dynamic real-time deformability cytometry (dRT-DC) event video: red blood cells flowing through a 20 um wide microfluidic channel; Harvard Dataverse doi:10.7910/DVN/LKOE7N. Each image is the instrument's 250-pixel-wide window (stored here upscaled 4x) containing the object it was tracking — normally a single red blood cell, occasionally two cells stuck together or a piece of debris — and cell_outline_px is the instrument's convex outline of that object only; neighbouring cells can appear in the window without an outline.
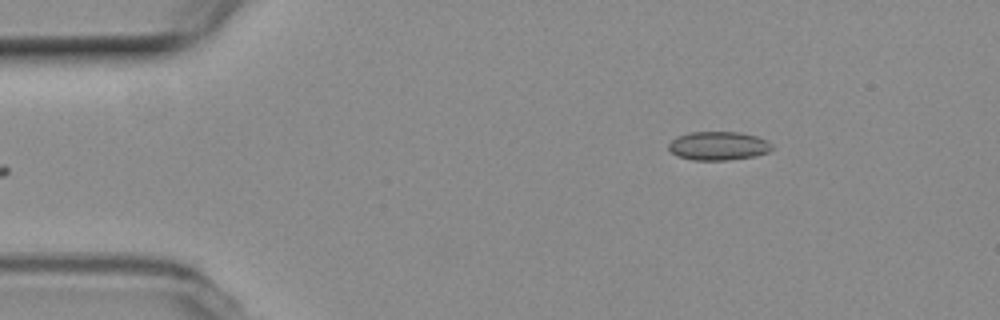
{"species": "common noctule bat (a hibernating species)", "species_latin": "Nyctalus noctula", "temperature_condition": "room temperature", "stored_images_in_passage": 47, "camera_frame_rate_fps": 3000, "um_per_image_px": 0.085, "animal": {"sex": "female", "body_mass_g": 19.3, "forearm_length_mm": 54.1}, "frame": {"image": 1, "passage_image": 1, "time_ms": 0.0, "image_size_px": [1000, 320], "cell_outline_px": [[772, 148], [768, 152], [756, 156], [728, 160], [692, 160], [676, 156], [668, 148], [668, 144], [676, 136], [688, 132], [740, 132], [756, 136], [768, 140], [772, 144]], "centroid_in_image_um": [61.05, 12.4], "position_along_channel_um": 23.9, "area_um2": 17.46}}
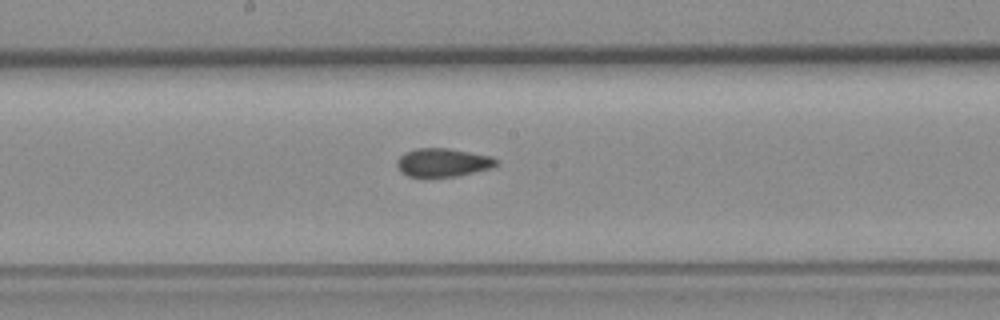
{"frame": {"image": 2, "passage_image": 21, "time_ms": 6.667, "image_size_px": [1000, 320], "cell_outline_px": [[496, 164], [492, 168], [456, 176], [408, 176], [400, 172], [396, 164], [396, 160], [404, 152], [416, 148], [448, 148], [492, 156], [496, 160]], "centroid_in_image_um": [37.61, 13.8], "position_along_channel_um": 210.6, "area_um2": 16.36}}
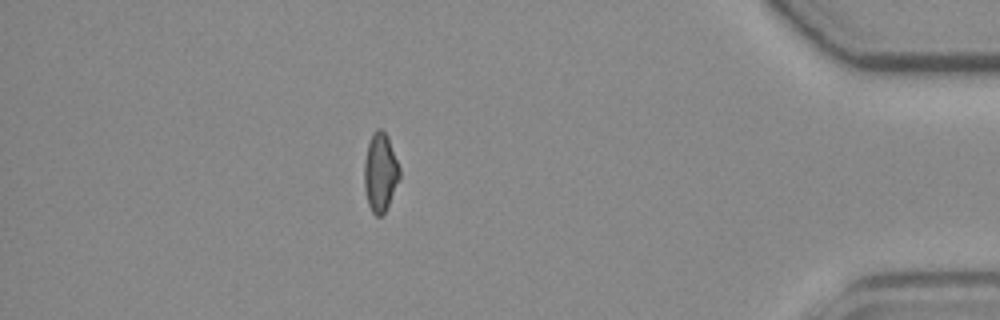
{"frame": {"image": 3, "passage_image": 40, "time_ms": 13.0, "image_size_px": [1000, 320], "cell_outline_px": [[400, 180], [384, 212], [380, 216], [376, 216], [372, 212], [368, 204], [364, 188], [364, 164], [368, 144], [372, 132], [376, 128], [380, 128], [388, 136], [400, 168]], "centroid_in_image_um": [32.33, 14.63], "position_along_channel_um": 402.9, "area_um2": 16.24}, "authors_computed_cell_mechanics": {"area_um2": 16.762, "velocity_mm_per_s": 3.8001, "shape_relaxation_time_tau1_ms": null, "shape_relaxation_time_tau2_ms": 2.0684, "deformation_change_tau1": null, "deformation_change_tau2": 0.0694}}